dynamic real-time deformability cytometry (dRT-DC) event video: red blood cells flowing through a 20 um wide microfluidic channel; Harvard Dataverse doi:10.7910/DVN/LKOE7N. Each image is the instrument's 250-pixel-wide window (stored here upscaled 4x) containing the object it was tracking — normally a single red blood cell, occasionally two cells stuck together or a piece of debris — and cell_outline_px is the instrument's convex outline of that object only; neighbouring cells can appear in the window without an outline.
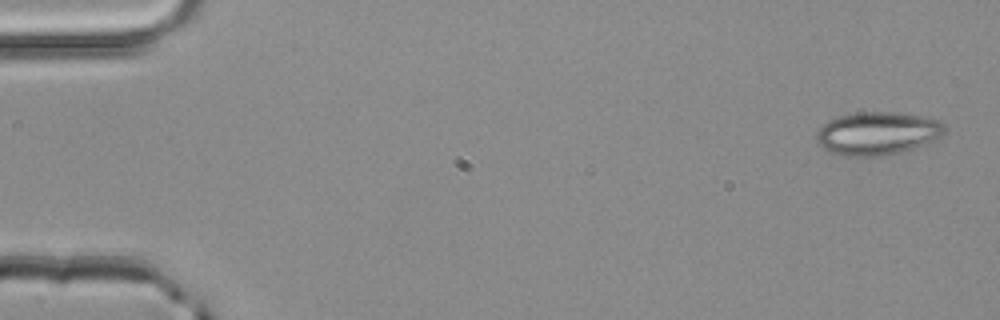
{"species": "common noctule bat (a hibernating species)", "species_latin": "Nyctalus noctula", "temperature_condition": "room temperature", "stored_images_in_passage": 50, "camera_frame_rate_fps": 3000, "um_per_image_px": 0.085, "animal": {"sex": "male", "body_mass_g": 20.4}, "frame": {"image": 1, "passage_image": 1, "time_ms": 0.0, "image_size_px": [1000, 320], "cell_outline_px": [[944, 132], [940, 136], [924, 144], [900, 152], [880, 156], [844, 156], [832, 152], [824, 148], [816, 140], [816, 132], [828, 120], [840, 116], [856, 112], [892, 112], [920, 116], [940, 120], [944, 124]], "centroid_in_image_um": [74.56, 11.33], "position_along_channel_um": 10.4, "area_um2": 31.79}}
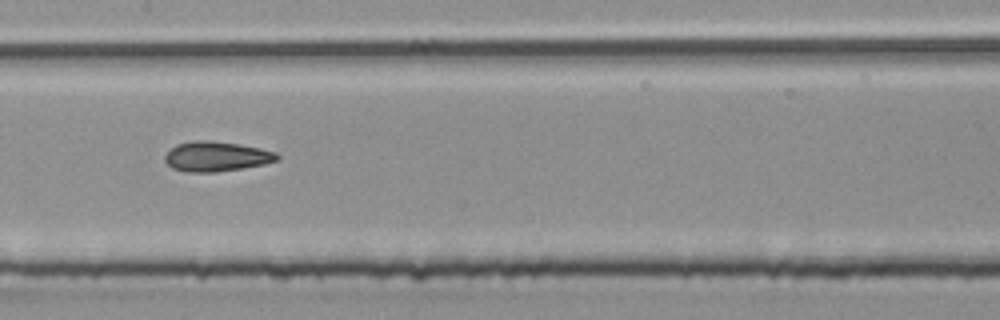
{"frame": {"image": 2, "passage_image": 25, "time_ms": 8.0, "image_size_px": [1000, 320], "cell_outline_px": [[280, 160], [264, 164], [244, 168], [216, 172], [188, 172], [172, 168], [164, 160], [164, 156], [176, 144], [192, 140], [208, 140], [236, 144], [260, 148], [276, 152], [280, 156]], "centroid_in_image_um": [18.4, 13.3], "position_along_channel_um": 189.0, "area_um2": 19.59}}
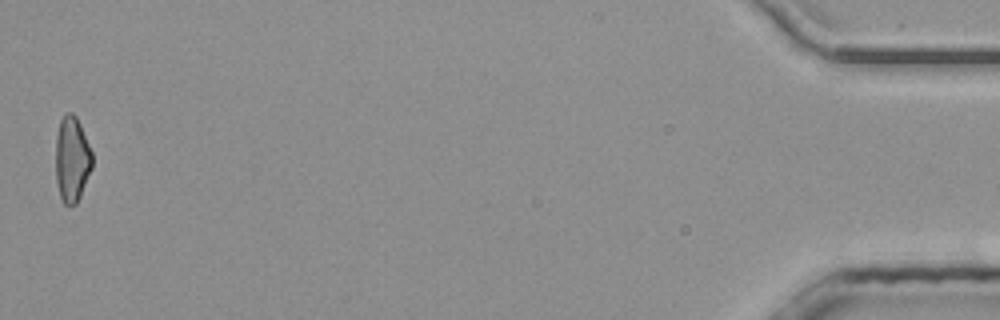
{"frame": {"image": 3, "passage_image": 50, "time_ms": 16.333, "image_size_px": [1000, 320], "cell_outline_px": [[92, 168], [80, 196], [76, 204], [64, 204], [60, 196], [56, 180], [56, 136], [60, 120], [64, 112], [72, 112], [76, 116], [80, 124], [92, 152]], "centroid_in_image_um": [6.11, 13.5], "position_along_channel_um": 429.1, "area_um2": 18.21}, "authors_computed_cell_mechanics": {"area_um2": 19.1896, "velocity_mm_per_s": 4.081, "shape_relaxation_time_tau1_ms": null, "shape_relaxation_time_tau2_ms": 2.5982, "deformation_change_tau1": null, "deformation_change_tau2": 0.0971}}